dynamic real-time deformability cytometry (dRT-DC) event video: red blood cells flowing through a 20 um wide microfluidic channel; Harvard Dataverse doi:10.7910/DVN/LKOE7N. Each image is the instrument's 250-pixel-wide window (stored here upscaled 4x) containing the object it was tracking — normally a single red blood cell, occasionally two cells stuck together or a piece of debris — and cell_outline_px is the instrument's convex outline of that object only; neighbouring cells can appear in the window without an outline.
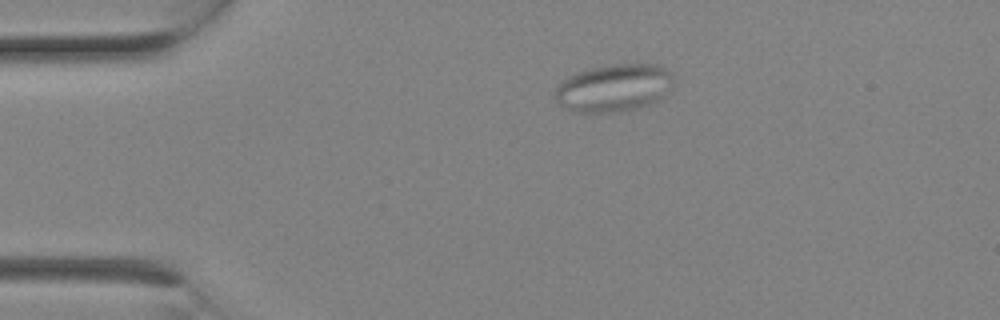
{"species": "Egyptian fruit bat (a non-hibernating species)", "species_latin": "Rousettus aegyptiacus", "temperature_condition": "room temperature", "stored_images_in_passage": 3, "camera_frame_rate_fps": 3000, "um_per_image_px": 0.085, "animal": {"sex": "female"}, "frame": {"image": 1, "passage_image": 3, "time_ms": 0.667, "image_size_px": [1000, 320], "cell_outline_px": [[676, 80], [668, 96], [652, 104], [620, 112], [576, 112], [560, 104], [556, 100], [556, 88], [560, 80], [568, 76], [592, 68], [616, 64], [656, 64], [672, 72], [676, 76]], "centroid_in_image_um": [52.28, 7.47], "position_along_channel_um": 32.7, "area_um2": 33.29}}